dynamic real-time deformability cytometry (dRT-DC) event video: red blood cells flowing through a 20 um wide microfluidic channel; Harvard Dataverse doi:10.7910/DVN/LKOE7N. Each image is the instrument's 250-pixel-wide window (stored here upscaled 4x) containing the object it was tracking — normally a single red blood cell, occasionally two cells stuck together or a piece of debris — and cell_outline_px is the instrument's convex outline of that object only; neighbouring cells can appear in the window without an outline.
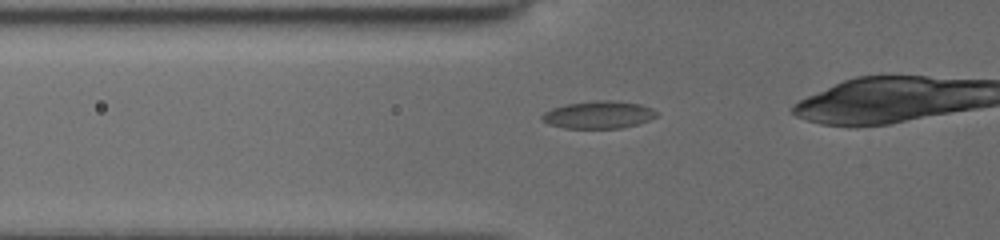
{"species": "common noctule bat (a hibernating species)", "species_latin": "Nyctalus noctula", "temperature_condition": "cold", "stored_images_in_passage": 10, "camera_frame_rate_fps": 3000, "um_per_image_px": 0.085, "animal": {"sex": "female", "body_mass_g": 19.5, "forearm_length_mm": 54.1}, "frame": {"image": 1, "passage_image": 7, "time_ms": 4.667, "image_size_px": [1000, 240], "cell_outline_px": [[656, 116], [648, 120], [636, 124], [620, 128], [564, 128], [548, 124], [540, 120], [540, 116], [544, 112], [552, 108], [564, 104], [596, 100], [608, 100], [640, 104], [652, 108], [656, 112]], "centroid_in_image_um": [50.81, 9.75], "position_along_channel_um": 75.0, "area_um2": 18.32}}
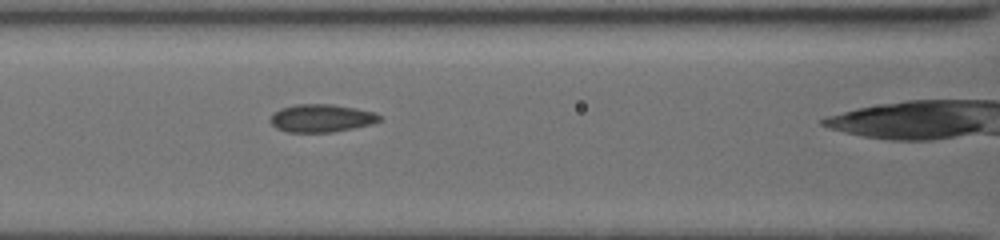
{"frame": {"image": 2, "passage_image": 9, "time_ms": 6.333, "image_size_px": [1000, 240], "cell_outline_px": [[380, 120], [368, 124], [352, 128], [332, 132], [288, 132], [276, 128], [268, 120], [272, 112], [280, 108], [296, 104], [332, 104], [356, 108], [376, 112], [380, 116]], "centroid_in_image_um": [27.25, 10.03], "position_along_channel_um": 139.3, "area_um2": 17.74}}